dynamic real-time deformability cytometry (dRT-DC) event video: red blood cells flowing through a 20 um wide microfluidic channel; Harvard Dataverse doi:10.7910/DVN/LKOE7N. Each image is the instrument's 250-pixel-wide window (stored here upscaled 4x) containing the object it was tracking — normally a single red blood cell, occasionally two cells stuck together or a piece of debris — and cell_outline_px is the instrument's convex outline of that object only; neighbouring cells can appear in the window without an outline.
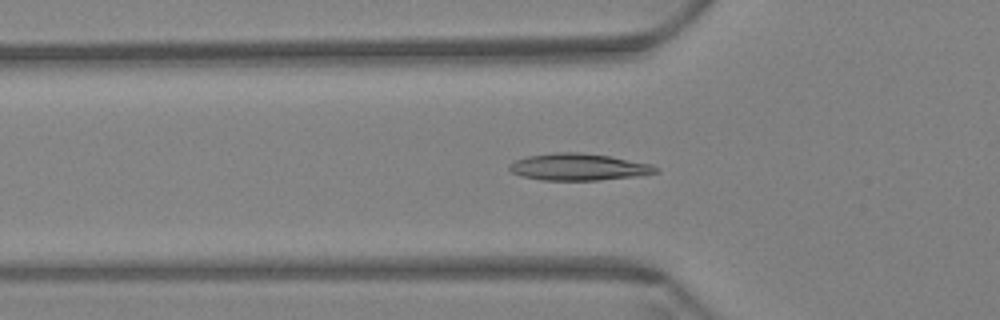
{"species": "Egyptian fruit bat (a non-hibernating species)", "species_latin": "Rousettus aegyptiacus", "temperature_condition": "warm", "stored_images_in_passage": 58, "camera_frame_rate_fps": 3000, "um_per_image_px": 0.085, "animal": {"sex": "female"}, "frame": {"image": 1, "passage_image": 19, "time_ms": 6.0, "image_size_px": [1000, 320], "cell_outline_px": [[660, 172], [636, 176], [596, 180], [540, 180], [520, 176], [508, 172], [508, 164], [516, 160], [528, 156], [552, 152], [580, 152], [612, 156], [652, 164], [660, 168]], "centroid_in_image_um": [49.16, 14.19], "position_along_channel_um": 76.6, "area_um2": 23.29}}
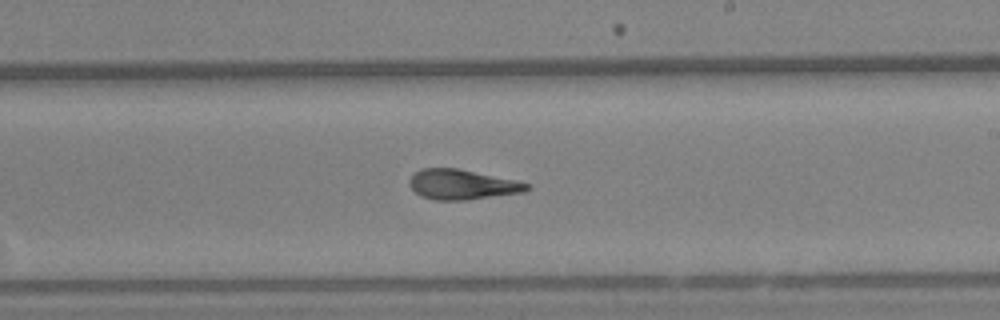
{"frame": {"image": 2, "passage_image": 34, "time_ms": 11.0, "image_size_px": [1000, 320], "cell_outline_px": [[532, 188], [524, 192], [464, 200], [436, 200], [420, 196], [408, 184], [408, 180], [420, 168], [460, 168], [516, 180], [528, 184]], "centroid_in_image_um": [39.27, 15.67], "position_along_channel_um": 249.7, "area_um2": 20.58}}
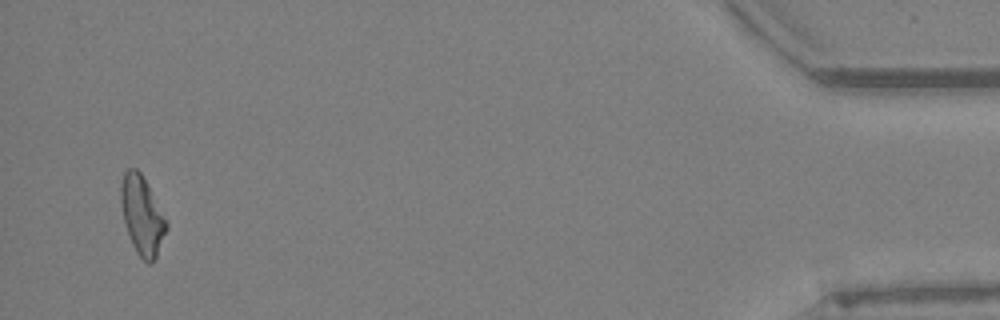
{"frame": {"image": 3, "passage_image": 56, "time_ms": 18.333, "image_size_px": [1000, 320], "cell_outline_px": [[168, 228], [156, 256], [152, 264], [148, 264], [136, 252], [132, 244], [124, 220], [120, 204], [120, 184], [124, 172], [128, 168], [136, 168], [140, 172], [168, 224]], "centroid_in_image_um": [12.05, 18.32], "position_along_channel_um": 423.1, "area_um2": 20.46}, "authors_computed_cell_mechanics": {"area_um2": 21.0103, "velocity_mm_per_s": 3.465, "shape_relaxation_time_tau1_ms": 7.9714, "shape_relaxation_time_tau2_ms": 3.2212, "deformation_change_tau1": 0.2054, "deformation_change_tau2": 0.0922}}